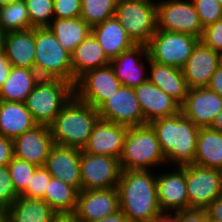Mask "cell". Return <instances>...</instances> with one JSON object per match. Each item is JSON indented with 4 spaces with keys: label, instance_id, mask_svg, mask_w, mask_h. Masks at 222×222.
<instances>
[{
    "label": "cell",
    "instance_id": "cell-42",
    "mask_svg": "<svg viewBox=\"0 0 222 222\" xmlns=\"http://www.w3.org/2000/svg\"><path fill=\"white\" fill-rule=\"evenodd\" d=\"M173 215L179 222H209L206 210L190 209L175 212Z\"/></svg>",
    "mask_w": 222,
    "mask_h": 222
},
{
    "label": "cell",
    "instance_id": "cell-51",
    "mask_svg": "<svg viewBox=\"0 0 222 222\" xmlns=\"http://www.w3.org/2000/svg\"><path fill=\"white\" fill-rule=\"evenodd\" d=\"M0 222H8V208L0 206Z\"/></svg>",
    "mask_w": 222,
    "mask_h": 222
},
{
    "label": "cell",
    "instance_id": "cell-1",
    "mask_svg": "<svg viewBox=\"0 0 222 222\" xmlns=\"http://www.w3.org/2000/svg\"><path fill=\"white\" fill-rule=\"evenodd\" d=\"M156 172L152 170H122L117 185L120 209L129 222H152L163 212L156 188Z\"/></svg>",
    "mask_w": 222,
    "mask_h": 222
},
{
    "label": "cell",
    "instance_id": "cell-2",
    "mask_svg": "<svg viewBox=\"0 0 222 222\" xmlns=\"http://www.w3.org/2000/svg\"><path fill=\"white\" fill-rule=\"evenodd\" d=\"M155 131L166 165L184 166L194 163L199 129L181 112L149 123Z\"/></svg>",
    "mask_w": 222,
    "mask_h": 222
},
{
    "label": "cell",
    "instance_id": "cell-14",
    "mask_svg": "<svg viewBox=\"0 0 222 222\" xmlns=\"http://www.w3.org/2000/svg\"><path fill=\"white\" fill-rule=\"evenodd\" d=\"M156 188L158 203L163 214H173L178 211L190 210L186 188L185 165L175 166L157 174Z\"/></svg>",
    "mask_w": 222,
    "mask_h": 222
},
{
    "label": "cell",
    "instance_id": "cell-17",
    "mask_svg": "<svg viewBox=\"0 0 222 222\" xmlns=\"http://www.w3.org/2000/svg\"><path fill=\"white\" fill-rule=\"evenodd\" d=\"M222 109V98L208 87L189 89L180 112L198 128L211 126Z\"/></svg>",
    "mask_w": 222,
    "mask_h": 222
},
{
    "label": "cell",
    "instance_id": "cell-15",
    "mask_svg": "<svg viewBox=\"0 0 222 222\" xmlns=\"http://www.w3.org/2000/svg\"><path fill=\"white\" fill-rule=\"evenodd\" d=\"M120 210L117 187L101 190H81L74 215L78 222H92Z\"/></svg>",
    "mask_w": 222,
    "mask_h": 222
},
{
    "label": "cell",
    "instance_id": "cell-54",
    "mask_svg": "<svg viewBox=\"0 0 222 222\" xmlns=\"http://www.w3.org/2000/svg\"><path fill=\"white\" fill-rule=\"evenodd\" d=\"M220 65L222 66V55H221V59H220Z\"/></svg>",
    "mask_w": 222,
    "mask_h": 222
},
{
    "label": "cell",
    "instance_id": "cell-49",
    "mask_svg": "<svg viewBox=\"0 0 222 222\" xmlns=\"http://www.w3.org/2000/svg\"><path fill=\"white\" fill-rule=\"evenodd\" d=\"M209 128L222 133V109L220 110L218 115L215 116V118Z\"/></svg>",
    "mask_w": 222,
    "mask_h": 222
},
{
    "label": "cell",
    "instance_id": "cell-7",
    "mask_svg": "<svg viewBox=\"0 0 222 222\" xmlns=\"http://www.w3.org/2000/svg\"><path fill=\"white\" fill-rule=\"evenodd\" d=\"M115 17L135 44L147 45L157 31L155 0H118Z\"/></svg>",
    "mask_w": 222,
    "mask_h": 222
},
{
    "label": "cell",
    "instance_id": "cell-26",
    "mask_svg": "<svg viewBox=\"0 0 222 222\" xmlns=\"http://www.w3.org/2000/svg\"><path fill=\"white\" fill-rule=\"evenodd\" d=\"M91 34L100 43L110 60L135 45L115 16L92 27Z\"/></svg>",
    "mask_w": 222,
    "mask_h": 222
},
{
    "label": "cell",
    "instance_id": "cell-47",
    "mask_svg": "<svg viewBox=\"0 0 222 222\" xmlns=\"http://www.w3.org/2000/svg\"><path fill=\"white\" fill-rule=\"evenodd\" d=\"M92 222H129L126 215L120 209L116 213L106 216L105 218L95 220Z\"/></svg>",
    "mask_w": 222,
    "mask_h": 222
},
{
    "label": "cell",
    "instance_id": "cell-20",
    "mask_svg": "<svg viewBox=\"0 0 222 222\" xmlns=\"http://www.w3.org/2000/svg\"><path fill=\"white\" fill-rule=\"evenodd\" d=\"M53 145L50 127L36 125L13 139L14 156L37 167L44 166Z\"/></svg>",
    "mask_w": 222,
    "mask_h": 222
},
{
    "label": "cell",
    "instance_id": "cell-45",
    "mask_svg": "<svg viewBox=\"0 0 222 222\" xmlns=\"http://www.w3.org/2000/svg\"><path fill=\"white\" fill-rule=\"evenodd\" d=\"M210 90L217 93L222 98V66L220 65L212 75L211 81L207 86Z\"/></svg>",
    "mask_w": 222,
    "mask_h": 222
},
{
    "label": "cell",
    "instance_id": "cell-8",
    "mask_svg": "<svg viewBox=\"0 0 222 222\" xmlns=\"http://www.w3.org/2000/svg\"><path fill=\"white\" fill-rule=\"evenodd\" d=\"M199 40L185 33L157 30L147 44L150 60L182 68Z\"/></svg>",
    "mask_w": 222,
    "mask_h": 222
},
{
    "label": "cell",
    "instance_id": "cell-13",
    "mask_svg": "<svg viewBox=\"0 0 222 222\" xmlns=\"http://www.w3.org/2000/svg\"><path fill=\"white\" fill-rule=\"evenodd\" d=\"M100 119L127 127L145 125L134 88L121 85L98 109Z\"/></svg>",
    "mask_w": 222,
    "mask_h": 222
},
{
    "label": "cell",
    "instance_id": "cell-52",
    "mask_svg": "<svg viewBox=\"0 0 222 222\" xmlns=\"http://www.w3.org/2000/svg\"><path fill=\"white\" fill-rule=\"evenodd\" d=\"M16 1H18V0H0V7L5 6V5H9V4L16 2Z\"/></svg>",
    "mask_w": 222,
    "mask_h": 222
},
{
    "label": "cell",
    "instance_id": "cell-21",
    "mask_svg": "<svg viewBox=\"0 0 222 222\" xmlns=\"http://www.w3.org/2000/svg\"><path fill=\"white\" fill-rule=\"evenodd\" d=\"M81 150L54 144L44 167L49 174L81 191Z\"/></svg>",
    "mask_w": 222,
    "mask_h": 222
},
{
    "label": "cell",
    "instance_id": "cell-9",
    "mask_svg": "<svg viewBox=\"0 0 222 222\" xmlns=\"http://www.w3.org/2000/svg\"><path fill=\"white\" fill-rule=\"evenodd\" d=\"M157 30L202 37L203 26L192 0H156Z\"/></svg>",
    "mask_w": 222,
    "mask_h": 222
},
{
    "label": "cell",
    "instance_id": "cell-6",
    "mask_svg": "<svg viewBox=\"0 0 222 222\" xmlns=\"http://www.w3.org/2000/svg\"><path fill=\"white\" fill-rule=\"evenodd\" d=\"M34 69L40 78L61 79L72 83L71 53L47 28H35Z\"/></svg>",
    "mask_w": 222,
    "mask_h": 222
},
{
    "label": "cell",
    "instance_id": "cell-33",
    "mask_svg": "<svg viewBox=\"0 0 222 222\" xmlns=\"http://www.w3.org/2000/svg\"><path fill=\"white\" fill-rule=\"evenodd\" d=\"M27 29H33V27L24 0L0 7V35Z\"/></svg>",
    "mask_w": 222,
    "mask_h": 222
},
{
    "label": "cell",
    "instance_id": "cell-19",
    "mask_svg": "<svg viewBox=\"0 0 222 222\" xmlns=\"http://www.w3.org/2000/svg\"><path fill=\"white\" fill-rule=\"evenodd\" d=\"M128 127L104 119L95 123L83 151L90 154L120 158Z\"/></svg>",
    "mask_w": 222,
    "mask_h": 222
},
{
    "label": "cell",
    "instance_id": "cell-39",
    "mask_svg": "<svg viewBox=\"0 0 222 222\" xmlns=\"http://www.w3.org/2000/svg\"><path fill=\"white\" fill-rule=\"evenodd\" d=\"M19 196L11 180L8 166H0V206L9 208Z\"/></svg>",
    "mask_w": 222,
    "mask_h": 222
},
{
    "label": "cell",
    "instance_id": "cell-25",
    "mask_svg": "<svg viewBox=\"0 0 222 222\" xmlns=\"http://www.w3.org/2000/svg\"><path fill=\"white\" fill-rule=\"evenodd\" d=\"M110 59L95 37L90 34L71 54L72 84L90 70L110 65Z\"/></svg>",
    "mask_w": 222,
    "mask_h": 222
},
{
    "label": "cell",
    "instance_id": "cell-38",
    "mask_svg": "<svg viewBox=\"0 0 222 222\" xmlns=\"http://www.w3.org/2000/svg\"><path fill=\"white\" fill-rule=\"evenodd\" d=\"M203 28L222 18V7L217 0H192Z\"/></svg>",
    "mask_w": 222,
    "mask_h": 222
},
{
    "label": "cell",
    "instance_id": "cell-29",
    "mask_svg": "<svg viewBox=\"0 0 222 222\" xmlns=\"http://www.w3.org/2000/svg\"><path fill=\"white\" fill-rule=\"evenodd\" d=\"M57 214L43 199L20 195L8 208V222H51Z\"/></svg>",
    "mask_w": 222,
    "mask_h": 222
},
{
    "label": "cell",
    "instance_id": "cell-12",
    "mask_svg": "<svg viewBox=\"0 0 222 222\" xmlns=\"http://www.w3.org/2000/svg\"><path fill=\"white\" fill-rule=\"evenodd\" d=\"M120 86L113 68L108 65L82 75L74 85V95L97 110Z\"/></svg>",
    "mask_w": 222,
    "mask_h": 222
},
{
    "label": "cell",
    "instance_id": "cell-50",
    "mask_svg": "<svg viewBox=\"0 0 222 222\" xmlns=\"http://www.w3.org/2000/svg\"><path fill=\"white\" fill-rule=\"evenodd\" d=\"M152 222H179L173 214H163Z\"/></svg>",
    "mask_w": 222,
    "mask_h": 222
},
{
    "label": "cell",
    "instance_id": "cell-53",
    "mask_svg": "<svg viewBox=\"0 0 222 222\" xmlns=\"http://www.w3.org/2000/svg\"><path fill=\"white\" fill-rule=\"evenodd\" d=\"M220 4V6L222 7V0H217Z\"/></svg>",
    "mask_w": 222,
    "mask_h": 222
},
{
    "label": "cell",
    "instance_id": "cell-35",
    "mask_svg": "<svg viewBox=\"0 0 222 222\" xmlns=\"http://www.w3.org/2000/svg\"><path fill=\"white\" fill-rule=\"evenodd\" d=\"M31 26L33 28L48 27L54 19V1L52 0H24Z\"/></svg>",
    "mask_w": 222,
    "mask_h": 222
},
{
    "label": "cell",
    "instance_id": "cell-28",
    "mask_svg": "<svg viewBox=\"0 0 222 222\" xmlns=\"http://www.w3.org/2000/svg\"><path fill=\"white\" fill-rule=\"evenodd\" d=\"M40 79L35 69L12 66L7 80L0 86V100L25 103Z\"/></svg>",
    "mask_w": 222,
    "mask_h": 222
},
{
    "label": "cell",
    "instance_id": "cell-3",
    "mask_svg": "<svg viewBox=\"0 0 222 222\" xmlns=\"http://www.w3.org/2000/svg\"><path fill=\"white\" fill-rule=\"evenodd\" d=\"M99 118L95 108L73 95L49 126L54 144L83 150Z\"/></svg>",
    "mask_w": 222,
    "mask_h": 222
},
{
    "label": "cell",
    "instance_id": "cell-27",
    "mask_svg": "<svg viewBox=\"0 0 222 222\" xmlns=\"http://www.w3.org/2000/svg\"><path fill=\"white\" fill-rule=\"evenodd\" d=\"M36 125L25 103L0 100V135L14 139Z\"/></svg>",
    "mask_w": 222,
    "mask_h": 222
},
{
    "label": "cell",
    "instance_id": "cell-40",
    "mask_svg": "<svg viewBox=\"0 0 222 222\" xmlns=\"http://www.w3.org/2000/svg\"><path fill=\"white\" fill-rule=\"evenodd\" d=\"M81 16V0H54V19H72Z\"/></svg>",
    "mask_w": 222,
    "mask_h": 222
},
{
    "label": "cell",
    "instance_id": "cell-37",
    "mask_svg": "<svg viewBox=\"0 0 222 222\" xmlns=\"http://www.w3.org/2000/svg\"><path fill=\"white\" fill-rule=\"evenodd\" d=\"M51 178L52 176L44 166L37 167L27 189L21 195L26 198L43 199L45 201V190Z\"/></svg>",
    "mask_w": 222,
    "mask_h": 222
},
{
    "label": "cell",
    "instance_id": "cell-5",
    "mask_svg": "<svg viewBox=\"0 0 222 222\" xmlns=\"http://www.w3.org/2000/svg\"><path fill=\"white\" fill-rule=\"evenodd\" d=\"M74 95V85L61 79L41 78L25 104L37 125L50 126Z\"/></svg>",
    "mask_w": 222,
    "mask_h": 222
},
{
    "label": "cell",
    "instance_id": "cell-44",
    "mask_svg": "<svg viewBox=\"0 0 222 222\" xmlns=\"http://www.w3.org/2000/svg\"><path fill=\"white\" fill-rule=\"evenodd\" d=\"M205 210L209 222H222V195L215 198Z\"/></svg>",
    "mask_w": 222,
    "mask_h": 222
},
{
    "label": "cell",
    "instance_id": "cell-41",
    "mask_svg": "<svg viewBox=\"0 0 222 222\" xmlns=\"http://www.w3.org/2000/svg\"><path fill=\"white\" fill-rule=\"evenodd\" d=\"M200 41L222 55V18L203 29Z\"/></svg>",
    "mask_w": 222,
    "mask_h": 222
},
{
    "label": "cell",
    "instance_id": "cell-32",
    "mask_svg": "<svg viewBox=\"0 0 222 222\" xmlns=\"http://www.w3.org/2000/svg\"><path fill=\"white\" fill-rule=\"evenodd\" d=\"M78 194L75 187L52 177L45 190V201L56 214H74Z\"/></svg>",
    "mask_w": 222,
    "mask_h": 222
},
{
    "label": "cell",
    "instance_id": "cell-22",
    "mask_svg": "<svg viewBox=\"0 0 222 222\" xmlns=\"http://www.w3.org/2000/svg\"><path fill=\"white\" fill-rule=\"evenodd\" d=\"M134 90L145 124L159 118L174 116L180 112V104L149 81L142 83Z\"/></svg>",
    "mask_w": 222,
    "mask_h": 222
},
{
    "label": "cell",
    "instance_id": "cell-4",
    "mask_svg": "<svg viewBox=\"0 0 222 222\" xmlns=\"http://www.w3.org/2000/svg\"><path fill=\"white\" fill-rule=\"evenodd\" d=\"M119 163L121 170H154L158 165L159 168L166 165L160 143L149 124L128 127Z\"/></svg>",
    "mask_w": 222,
    "mask_h": 222
},
{
    "label": "cell",
    "instance_id": "cell-10",
    "mask_svg": "<svg viewBox=\"0 0 222 222\" xmlns=\"http://www.w3.org/2000/svg\"><path fill=\"white\" fill-rule=\"evenodd\" d=\"M186 188L190 209L205 210L222 195V171L196 164L185 165Z\"/></svg>",
    "mask_w": 222,
    "mask_h": 222
},
{
    "label": "cell",
    "instance_id": "cell-48",
    "mask_svg": "<svg viewBox=\"0 0 222 222\" xmlns=\"http://www.w3.org/2000/svg\"><path fill=\"white\" fill-rule=\"evenodd\" d=\"M51 222H78L74 214H57Z\"/></svg>",
    "mask_w": 222,
    "mask_h": 222
},
{
    "label": "cell",
    "instance_id": "cell-30",
    "mask_svg": "<svg viewBox=\"0 0 222 222\" xmlns=\"http://www.w3.org/2000/svg\"><path fill=\"white\" fill-rule=\"evenodd\" d=\"M196 165L222 171V133L213 129L200 128L194 158Z\"/></svg>",
    "mask_w": 222,
    "mask_h": 222
},
{
    "label": "cell",
    "instance_id": "cell-43",
    "mask_svg": "<svg viewBox=\"0 0 222 222\" xmlns=\"http://www.w3.org/2000/svg\"><path fill=\"white\" fill-rule=\"evenodd\" d=\"M13 157V139L0 135V166L8 165Z\"/></svg>",
    "mask_w": 222,
    "mask_h": 222
},
{
    "label": "cell",
    "instance_id": "cell-18",
    "mask_svg": "<svg viewBox=\"0 0 222 222\" xmlns=\"http://www.w3.org/2000/svg\"><path fill=\"white\" fill-rule=\"evenodd\" d=\"M221 54L199 42L181 68L189 89L207 87L220 66Z\"/></svg>",
    "mask_w": 222,
    "mask_h": 222
},
{
    "label": "cell",
    "instance_id": "cell-11",
    "mask_svg": "<svg viewBox=\"0 0 222 222\" xmlns=\"http://www.w3.org/2000/svg\"><path fill=\"white\" fill-rule=\"evenodd\" d=\"M81 190H101L117 187L121 167L119 159L86 153L81 150Z\"/></svg>",
    "mask_w": 222,
    "mask_h": 222
},
{
    "label": "cell",
    "instance_id": "cell-34",
    "mask_svg": "<svg viewBox=\"0 0 222 222\" xmlns=\"http://www.w3.org/2000/svg\"><path fill=\"white\" fill-rule=\"evenodd\" d=\"M118 0H81V17L92 28L114 17Z\"/></svg>",
    "mask_w": 222,
    "mask_h": 222
},
{
    "label": "cell",
    "instance_id": "cell-46",
    "mask_svg": "<svg viewBox=\"0 0 222 222\" xmlns=\"http://www.w3.org/2000/svg\"><path fill=\"white\" fill-rule=\"evenodd\" d=\"M11 67L5 52L0 48V86L7 80Z\"/></svg>",
    "mask_w": 222,
    "mask_h": 222
},
{
    "label": "cell",
    "instance_id": "cell-31",
    "mask_svg": "<svg viewBox=\"0 0 222 222\" xmlns=\"http://www.w3.org/2000/svg\"><path fill=\"white\" fill-rule=\"evenodd\" d=\"M69 53L91 34V27L82 17L72 19H53L47 27Z\"/></svg>",
    "mask_w": 222,
    "mask_h": 222
},
{
    "label": "cell",
    "instance_id": "cell-36",
    "mask_svg": "<svg viewBox=\"0 0 222 222\" xmlns=\"http://www.w3.org/2000/svg\"><path fill=\"white\" fill-rule=\"evenodd\" d=\"M8 168L16 192L21 195L28 187L37 166L18 157H13Z\"/></svg>",
    "mask_w": 222,
    "mask_h": 222
},
{
    "label": "cell",
    "instance_id": "cell-16",
    "mask_svg": "<svg viewBox=\"0 0 222 222\" xmlns=\"http://www.w3.org/2000/svg\"><path fill=\"white\" fill-rule=\"evenodd\" d=\"M146 62L148 66L145 65ZM110 66L113 68L115 76L119 79L121 85L130 88L138 87L148 81L149 54L147 45L135 44L129 50L112 59Z\"/></svg>",
    "mask_w": 222,
    "mask_h": 222
},
{
    "label": "cell",
    "instance_id": "cell-24",
    "mask_svg": "<svg viewBox=\"0 0 222 222\" xmlns=\"http://www.w3.org/2000/svg\"><path fill=\"white\" fill-rule=\"evenodd\" d=\"M148 81L180 105L184 102L189 90L181 68L151 61L150 57Z\"/></svg>",
    "mask_w": 222,
    "mask_h": 222
},
{
    "label": "cell",
    "instance_id": "cell-23",
    "mask_svg": "<svg viewBox=\"0 0 222 222\" xmlns=\"http://www.w3.org/2000/svg\"><path fill=\"white\" fill-rule=\"evenodd\" d=\"M0 48L13 67L34 69L35 28L1 34Z\"/></svg>",
    "mask_w": 222,
    "mask_h": 222
}]
</instances>
